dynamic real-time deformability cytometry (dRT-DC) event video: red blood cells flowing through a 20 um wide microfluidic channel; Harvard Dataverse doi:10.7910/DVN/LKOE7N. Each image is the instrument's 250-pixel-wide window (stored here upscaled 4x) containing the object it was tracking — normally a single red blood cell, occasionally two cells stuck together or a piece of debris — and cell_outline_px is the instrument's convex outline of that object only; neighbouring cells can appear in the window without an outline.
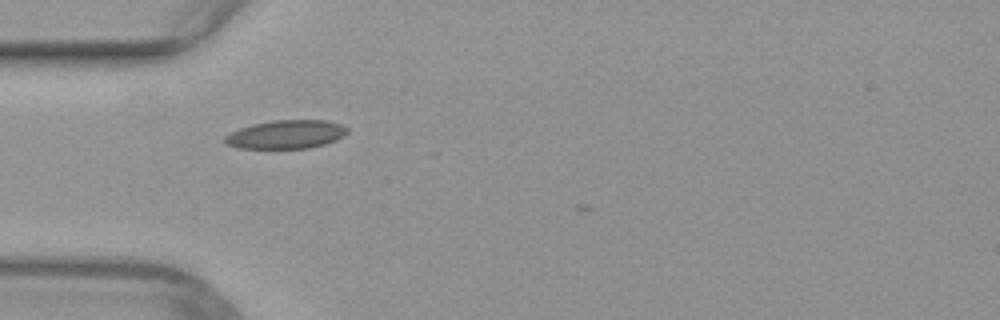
{"species": "common noctule bat (a hibernating species)", "species_latin": "Nyctalus noctula", "temperature_condition": "warm", "stored_images_in_passage": 3, "camera_frame_rate_fps": 3000, "um_per_image_px": 0.085, "animal": {"sex": "female", "body_mass_g": 29.2, "forearm_length_mm": 56.3}, "frame": {"image": 1, "passage_image": 1, "time_ms": 0.0, "image_size_px": [1000, 320], "cell_outline_px": [[348, 132], [344, 136], [336, 140], [324, 144], [308, 148], [240, 148], [224, 144], [224, 136], [240, 128], [252, 124], [272, 120], [324, 120], [340, 124], [348, 128]], "centroid_in_image_um": [24.31, 11.42], "position_along_channel_um": 60.7, "area_um2": 20.35}}